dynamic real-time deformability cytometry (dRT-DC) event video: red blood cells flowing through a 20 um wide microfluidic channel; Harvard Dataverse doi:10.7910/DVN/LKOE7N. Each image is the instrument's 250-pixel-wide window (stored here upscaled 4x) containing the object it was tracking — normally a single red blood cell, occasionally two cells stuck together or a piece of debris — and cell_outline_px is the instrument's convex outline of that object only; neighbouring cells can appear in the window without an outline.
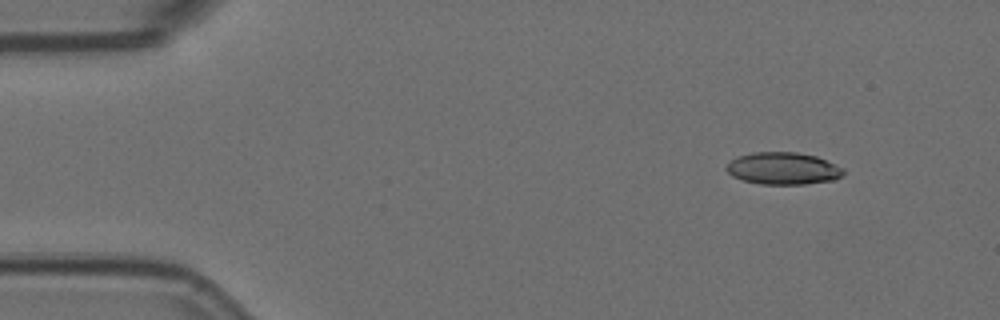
{"species": "Egyptian fruit bat (a non-hibernating species)", "species_latin": "Rousettus aegyptiacus", "temperature_condition": "room temperature", "stored_images_in_passage": 4, "camera_frame_rate_fps": 3000, "um_per_image_px": 0.085, "animal": {"sex": "female"}, "frame": {"image": 1, "passage_image": 2, "time_ms": 0.333, "image_size_px": [1000, 320], "cell_outline_px": [[844, 172], [840, 176], [832, 180], [804, 184], [760, 184], [744, 180], [732, 176], [724, 168], [736, 156], [752, 152], [796, 152], [816, 156], [844, 168]], "centroid_in_image_um": [66.53, 14.31], "position_along_channel_um": 18.5, "area_um2": 21.85}}
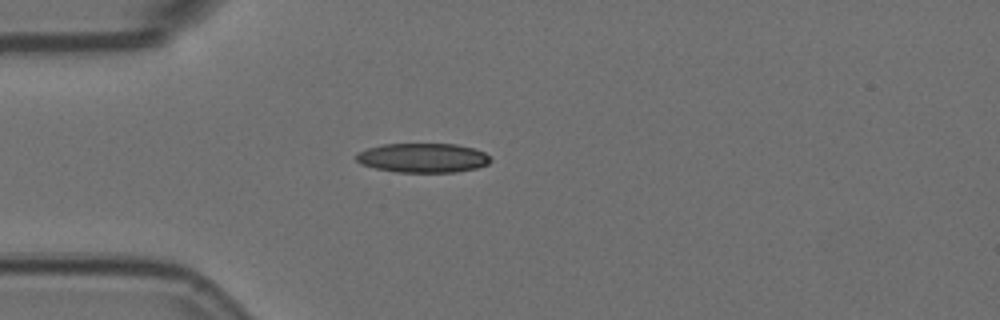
{"frame": {"image": 2, "passage_image": 4, "time_ms": 1.0, "image_size_px": [1000, 320], "cell_outline_px": [[492, 160], [488, 164], [476, 168], [456, 172], [396, 172], [376, 168], [360, 164], [356, 160], [356, 152], [368, 148], [384, 144], [456, 144], [472, 148], [484, 152]], "centroid_in_image_um": [35.93, 13.42], "position_along_channel_um": 49.1, "area_um2": 22.95}}